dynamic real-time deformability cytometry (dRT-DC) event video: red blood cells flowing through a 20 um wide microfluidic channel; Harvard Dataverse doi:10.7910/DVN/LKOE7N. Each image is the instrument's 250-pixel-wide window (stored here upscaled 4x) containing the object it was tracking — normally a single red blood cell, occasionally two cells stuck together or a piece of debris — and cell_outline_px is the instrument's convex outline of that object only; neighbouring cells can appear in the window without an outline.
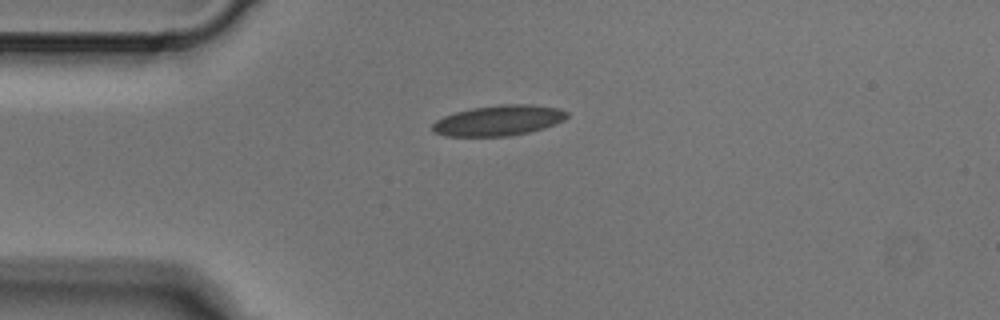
{"species": "Egyptian fruit bat (a non-hibernating species)", "species_latin": "Rousettus aegyptiacus", "temperature_condition": "cold", "stored_images_in_passage": 5, "camera_frame_rate_fps": 3000, "um_per_image_px": 0.085, "animal": {"sex": "male"}, "frame": {"image": 1, "passage_image": 2, "time_ms": 0.333, "image_size_px": [1000, 320], "cell_outline_px": [[568, 116], [564, 120], [544, 128], [528, 132], [508, 136], [444, 136], [432, 132], [432, 124], [436, 120], [444, 116], [456, 112], [472, 108], [500, 104], [528, 104], [560, 108], [568, 112]], "centroid_in_image_um": [42.37, 10.24], "position_along_channel_um": 42.6, "area_um2": 23.93}}
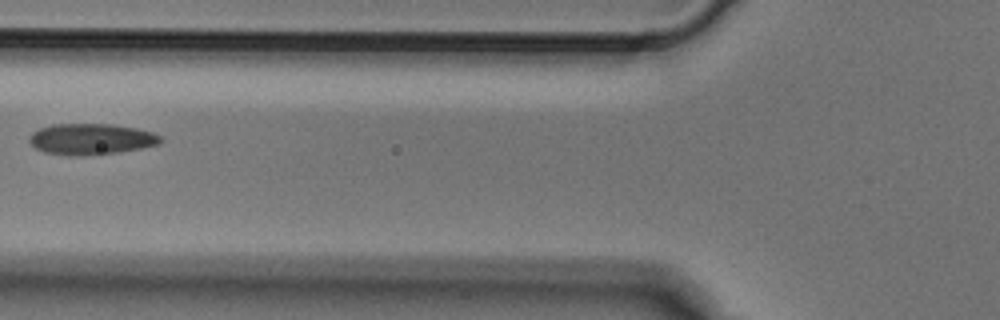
{"frame": {"image": 2, "passage_image": 4, "time_ms": 1.0, "image_size_px": [1000, 320], "cell_outline_px": [[160, 144], [120, 152], [80, 156], [68, 156], [44, 152], [36, 148], [28, 140], [28, 136], [32, 132], [40, 128], [52, 124], [112, 124], [136, 128], [152, 132], [160, 136]], "centroid_in_image_um": [7.7, 11.82], "position_along_channel_um": 118.1, "area_um2": 23.81}}
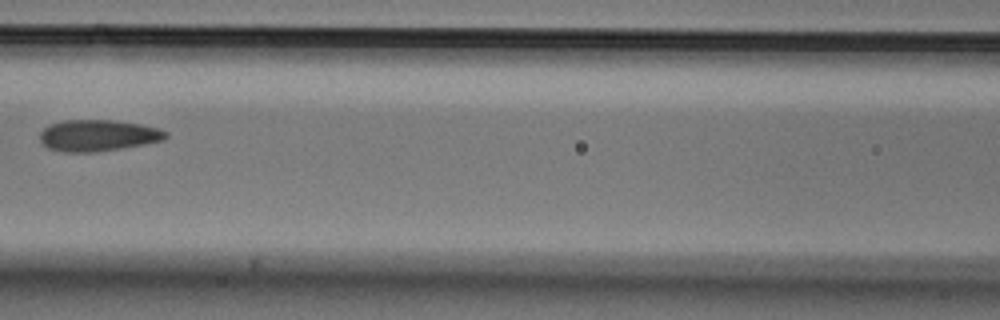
{"frame": {"image": 3, "passage_image": 5, "time_ms": 1.333, "image_size_px": [1000, 320], "cell_outline_px": [[168, 136], [164, 140], [144, 144], [96, 152], [64, 152], [48, 148], [40, 144], [40, 132], [48, 124], [64, 120], [116, 120], [140, 124], [160, 128], [168, 132]], "centroid_in_image_um": [8.31, 11.51], "position_along_channel_um": 158.3, "area_um2": 23.29}}